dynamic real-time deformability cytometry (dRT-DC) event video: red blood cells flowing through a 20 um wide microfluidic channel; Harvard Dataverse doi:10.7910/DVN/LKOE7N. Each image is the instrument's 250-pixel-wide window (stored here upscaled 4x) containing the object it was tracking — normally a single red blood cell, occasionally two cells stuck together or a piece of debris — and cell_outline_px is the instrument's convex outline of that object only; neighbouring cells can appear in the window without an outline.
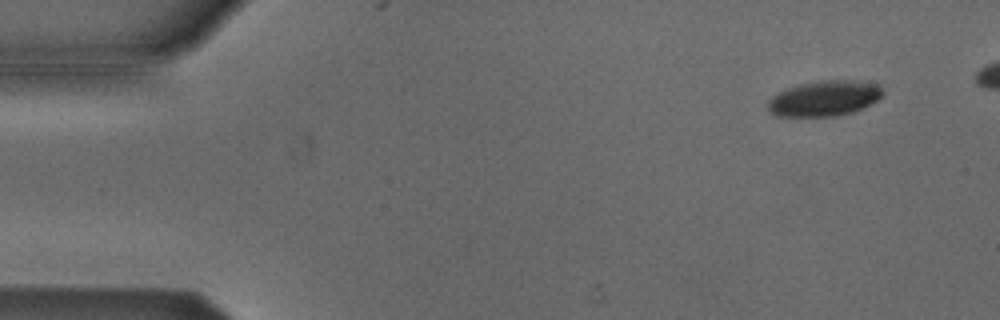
{"species": "Egyptian fruit bat (a non-hibernating species)", "species_latin": "Rousettus aegyptiacus", "temperature_condition": "cold", "stored_images_in_passage": 49, "camera_frame_rate_fps": 3000, "um_per_image_px": 0.085, "animal": {"sex": "male"}, "frame": {"image": 1, "passage_image": 5, "time_ms": 1.333, "image_size_px": [1000, 320], "cell_outline_px": [[884, 92], [876, 100], [852, 112], [836, 116], [776, 116], [768, 108], [768, 100], [772, 96], [788, 88], [800, 84], [820, 80], [856, 80], [876, 84]], "centroid_in_image_um": [70.04, 8.35], "position_along_channel_um": 15.0, "area_um2": 23.35}}
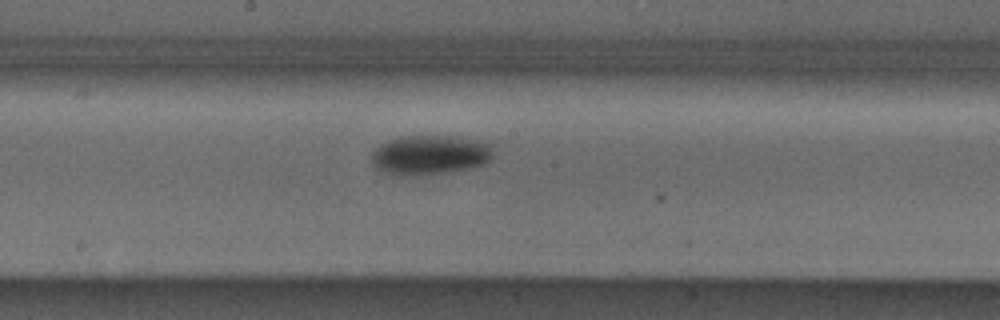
{"frame": {"image": 2, "passage_image": 29, "time_ms": 9.333, "image_size_px": [1000, 320], "cell_outline_px": [[492, 156], [484, 164], [472, 168], [428, 176], [396, 176], [380, 172], [372, 164], [372, 152], [380, 144], [388, 140], [400, 136], [452, 136], [492, 144]], "centroid_in_image_um": [36.49, 13.2], "position_along_channel_um": 211.7, "area_um2": 28.55}}
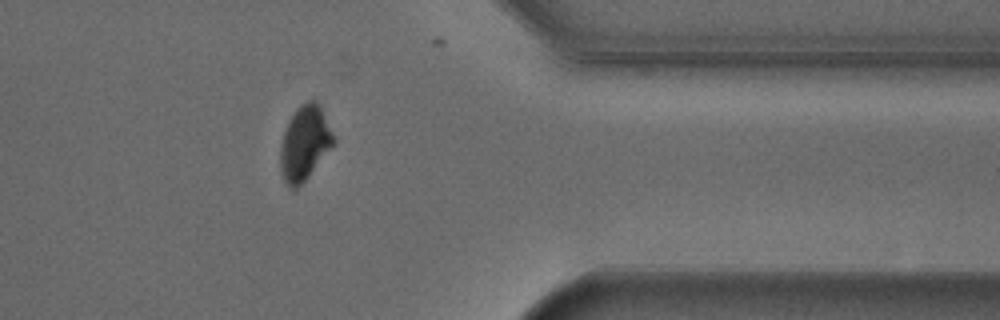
{"frame": {"image": 3, "passage_image": 44, "time_ms": 14.333, "image_size_px": [1000, 320], "cell_outline_px": [[336, 140], [308, 176], [296, 188], [292, 188], [284, 180], [280, 172], [280, 144], [288, 120], [296, 108], [300, 104], [308, 100], [316, 100]], "centroid_in_image_um": [25.86, 12.14], "position_along_channel_um": 385.5, "area_um2": 22.6}}